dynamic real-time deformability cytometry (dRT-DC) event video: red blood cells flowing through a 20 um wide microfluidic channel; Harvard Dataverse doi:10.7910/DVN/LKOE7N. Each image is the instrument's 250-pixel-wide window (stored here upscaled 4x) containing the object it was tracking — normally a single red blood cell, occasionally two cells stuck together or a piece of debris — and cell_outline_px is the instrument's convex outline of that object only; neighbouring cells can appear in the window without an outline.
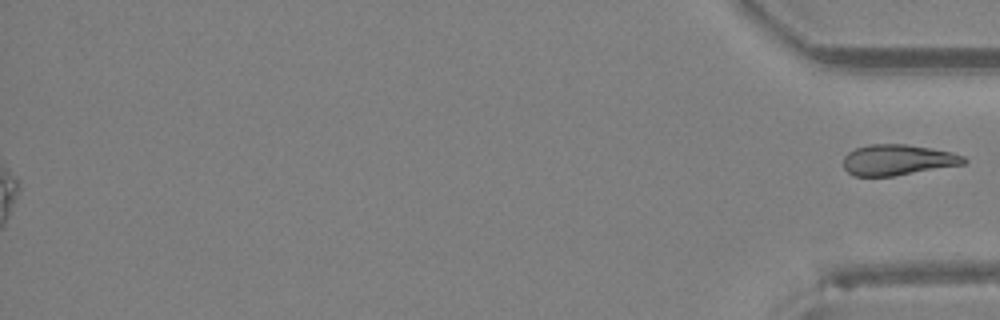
{"species": "Egyptian fruit bat (a non-hibernating species)", "species_latin": "Rousettus aegyptiacus", "temperature_condition": "room temperature", "stored_images_in_passage": 28, "segment_of_instrument_passage": [2, 2], "camera_frame_rate_fps": 3000, "um_per_image_px": 0.085, "animal": {"sex": "female"}, "frame": {"image": 1, "passage_image": 28, "time_ms": 9.0, "image_size_px": [1000, 320], "cell_outline_px": [[968, 160], [964, 164], [892, 176], [852, 176], [844, 168], [844, 156], [848, 152], [856, 148], [868, 144], [904, 144], [932, 148], [952, 152], [964, 156]], "centroid_in_image_um": [76.3, 13.59], "position_along_channel_um": 358.9, "area_um2": 21.56}}